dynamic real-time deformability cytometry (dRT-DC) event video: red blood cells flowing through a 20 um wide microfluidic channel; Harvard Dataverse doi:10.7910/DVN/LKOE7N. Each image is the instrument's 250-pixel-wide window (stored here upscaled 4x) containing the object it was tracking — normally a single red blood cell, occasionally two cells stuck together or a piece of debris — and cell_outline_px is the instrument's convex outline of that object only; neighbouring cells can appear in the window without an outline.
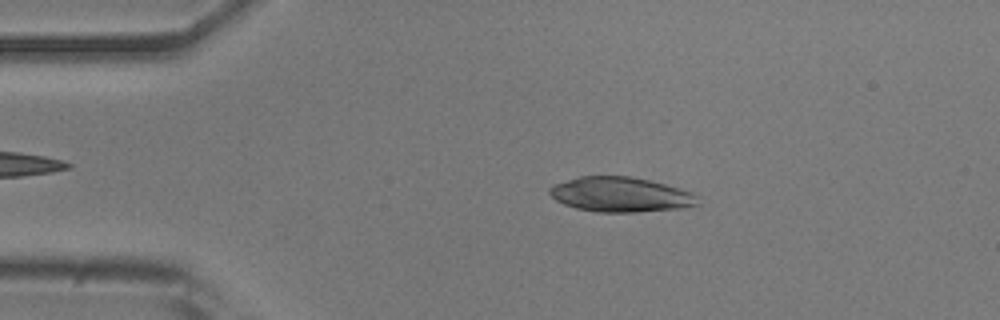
{"species": "common noctule bat (a hibernating species)", "species_latin": "Nyctalus noctula", "temperature_condition": "room temperature", "stored_images_in_passage": 50, "camera_frame_rate_fps": 3000, "um_per_image_px": 0.085, "animal": {"sex": "male", "body_mass_g": 20.5, "forearm_length_mm": 52.5}, "frame": {"image": 1, "passage_image": 9, "time_ms": 2.667, "image_size_px": [1000, 320], "cell_outline_px": [[700, 204], [680, 208], [636, 212], [596, 212], [576, 208], [564, 204], [556, 200], [548, 192], [548, 188], [552, 184], [580, 176], [628, 176], [648, 180], [680, 188], [692, 192], [700, 196]], "centroid_in_image_um": [52.75, 16.54], "position_along_channel_um": 32.2, "area_um2": 30.23}}
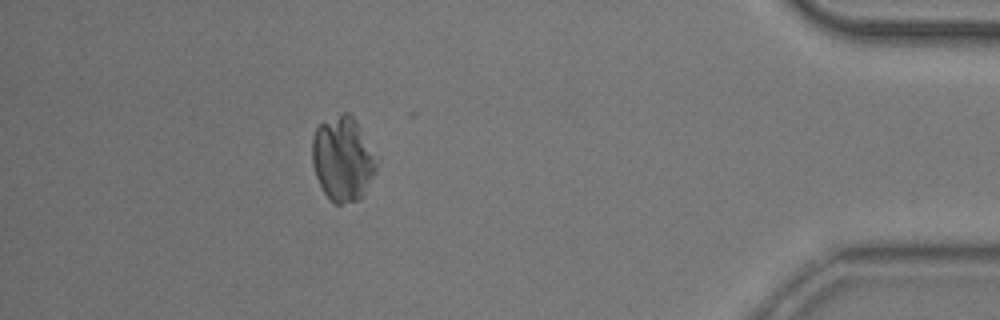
{"frame": {"image": 2, "passage_image": 45, "time_ms": 14.667, "image_size_px": [1000, 320], "cell_outline_px": [[380, 160], [376, 172], [360, 196], [356, 200], [340, 204], [336, 204], [324, 192], [316, 176], [312, 164], [312, 140], [316, 128], [320, 124], [344, 112], [348, 112], [356, 120]], "centroid_in_image_um": [29.16, 13.47], "position_along_channel_um": 406.0, "area_um2": 31.56}}